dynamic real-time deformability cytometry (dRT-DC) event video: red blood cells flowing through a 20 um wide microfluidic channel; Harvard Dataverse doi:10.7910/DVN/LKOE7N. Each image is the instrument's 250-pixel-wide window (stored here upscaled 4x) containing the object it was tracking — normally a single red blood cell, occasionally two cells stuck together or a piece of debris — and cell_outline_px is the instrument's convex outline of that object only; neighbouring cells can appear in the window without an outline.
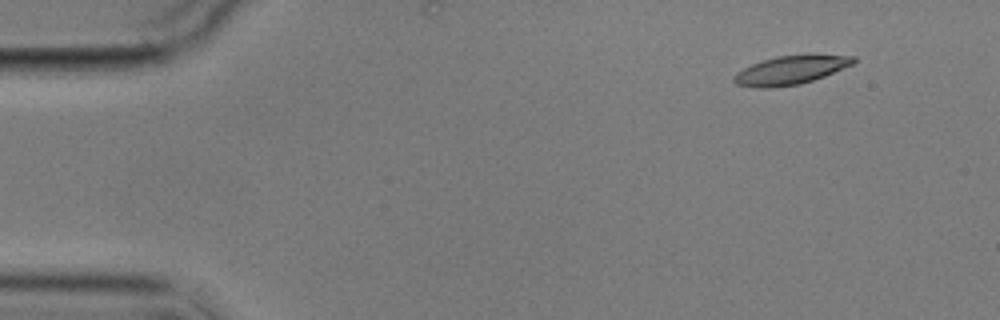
{"species": "common noctule bat (a hibernating species)", "species_latin": "Nyctalus noctula", "temperature_condition": "cold", "stored_images_in_passage": 5, "camera_frame_rate_fps": 3000, "um_per_image_px": 0.085, "animal": {"sex": "male", "body_mass_g": 17.9}, "frame": {"image": 1, "passage_image": 2, "time_ms": 1.0, "image_size_px": [1000, 320], "cell_outline_px": [[856, 60], [852, 64], [824, 76], [800, 84], [772, 88], [756, 88], [736, 84], [732, 80], [732, 76], [736, 72], [752, 64], [776, 56], [856, 56]], "centroid_in_image_um": [67.11, 5.99], "position_along_channel_um": 17.9, "area_um2": 19.42}}
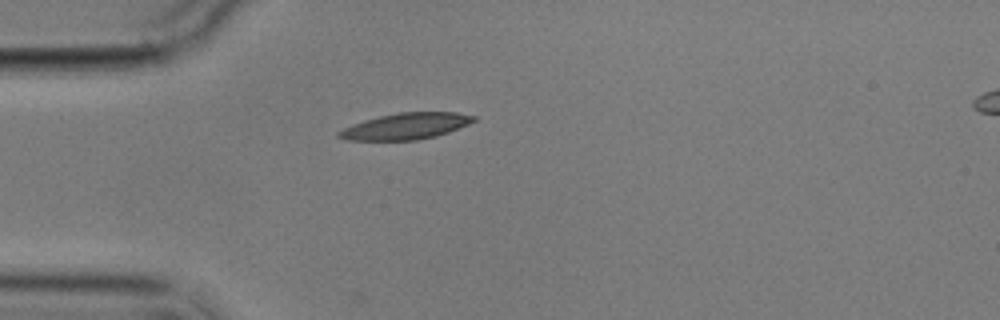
{"frame": {"image": 2, "passage_image": 4, "time_ms": 4.333, "image_size_px": [1000, 320], "cell_outline_px": [[476, 120], [468, 124], [448, 132], [436, 136], [416, 140], [348, 140], [336, 136], [336, 132], [352, 124], [364, 120], [380, 116], [400, 112], [456, 112], [476, 116]], "centroid_in_image_um": [34.49, 10.72], "position_along_channel_um": 50.5, "area_um2": 20.58}}